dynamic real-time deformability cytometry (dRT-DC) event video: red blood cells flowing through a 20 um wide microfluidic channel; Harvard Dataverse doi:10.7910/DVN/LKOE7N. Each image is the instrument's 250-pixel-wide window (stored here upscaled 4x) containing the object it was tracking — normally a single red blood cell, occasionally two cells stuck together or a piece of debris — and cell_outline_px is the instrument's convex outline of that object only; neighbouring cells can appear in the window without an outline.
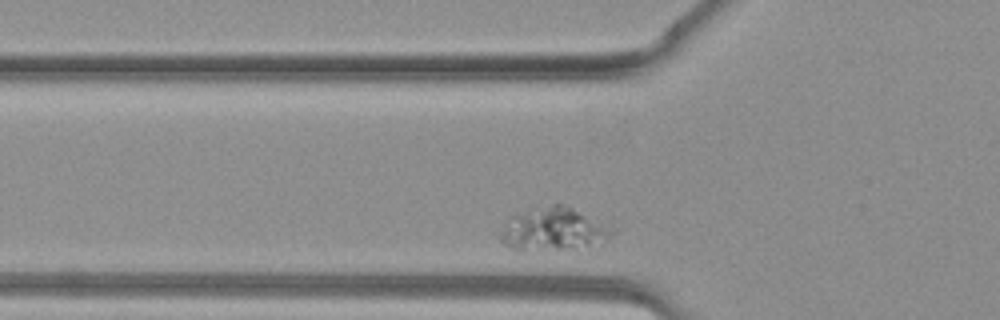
{"species": "common noctule bat (a hibernating species)", "species_latin": "Nyctalus noctula", "temperature_condition": "warm", "stored_images_in_passage": 22, "camera_frame_rate_fps": 3000, "um_per_image_px": 0.085, "animal": {"sex": "female", "body_mass_g": 19.3, "forearm_length_mm": 54.1}, "frame": {"image": 1, "passage_image": 2, "time_ms": 0.333, "image_size_px": [1000, 320], "cell_outline_px": [[616, 232], [588, 252], [508, 248], [496, 236], [508, 216], [552, 204], [560, 204], [572, 208], [616, 228]], "centroid_in_image_um": [47.1, 19.55], "position_along_channel_um": 78.7, "area_um2": 29.13}}
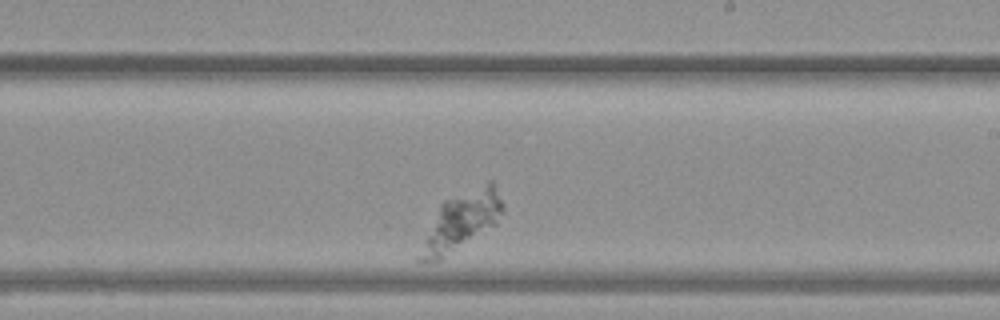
{"frame": {"image": 2, "passage_image": 13, "time_ms": 4.0, "image_size_px": [1000, 320], "cell_outline_px": [[504, 212], [496, 224], [440, 260], [416, 260], [416, 256], [440, 204], [444, 200], [488, 180], [492, 180], [504, 204]], "centroid_in_image_um": [39.24, 18.76], "position_along_channel_um": 249.8, "area_um2": 27.63}}
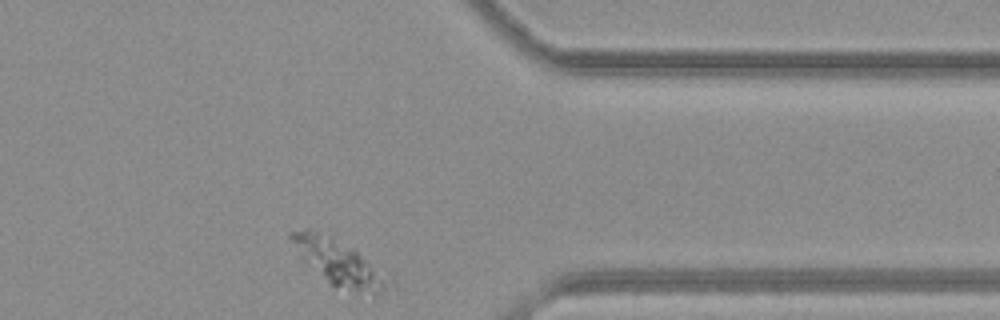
{"frame": {"image": 3, "passage_image": 22, "time_ms": 7.0, "image_size_px": [1000, 320], "cell_outline_px": [[396, 284], [376, 292], [356, 292], [332, 284], [324, 276], [288, 236], [288, 232], [308, 228], [332, 236], [356, 248], [392, 276], [396, 280]], "centroid_in_image_um": [29.03, 22.28], "position_along_channel_um": 382.4, "area_um2": 24.91}}